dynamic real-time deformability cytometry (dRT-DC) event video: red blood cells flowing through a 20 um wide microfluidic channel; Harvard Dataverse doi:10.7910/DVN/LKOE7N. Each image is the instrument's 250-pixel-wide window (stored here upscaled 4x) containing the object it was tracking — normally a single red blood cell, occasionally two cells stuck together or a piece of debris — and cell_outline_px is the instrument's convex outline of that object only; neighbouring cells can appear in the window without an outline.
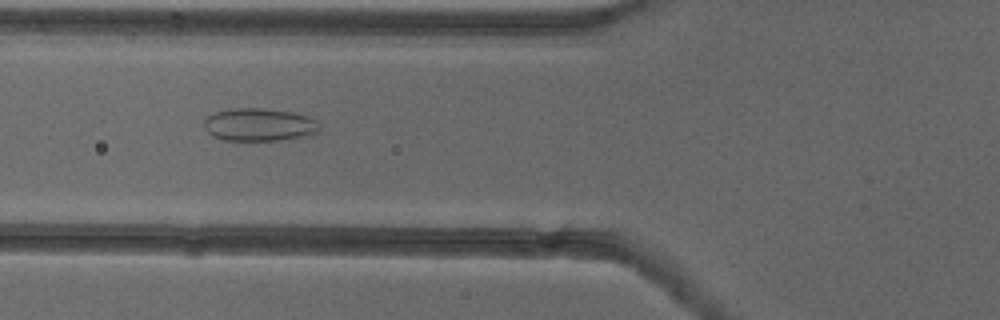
{"species": "common noctule bat (a hibernating species)", "species_latin": "Nyctalus noctula", "temperature_condition": "cold", "stored_images_in_passage": 52, "camera_frame_rate_fps": 3000, "um_per_image_px": 0.085, "animal": {"sex": "female"}, "frame": {"image": 1, "passage_image": 20, "time_ms": 6.333, "image_size_px": [1000, 320], "cell_outline_px": [[320, 132], [312, 136], [280, 140], [224, 140], [212, 136], [204, 128], [204, 120], [208, 116], [216, 112], [232, 108], [264, 108], [292, 112], [308, 116], [316, 120], [320, 124]], "centroid_in_image_um": [22.09, 10.6], "position_along_channel_um": 103.7, "area_um2": 22.43}}
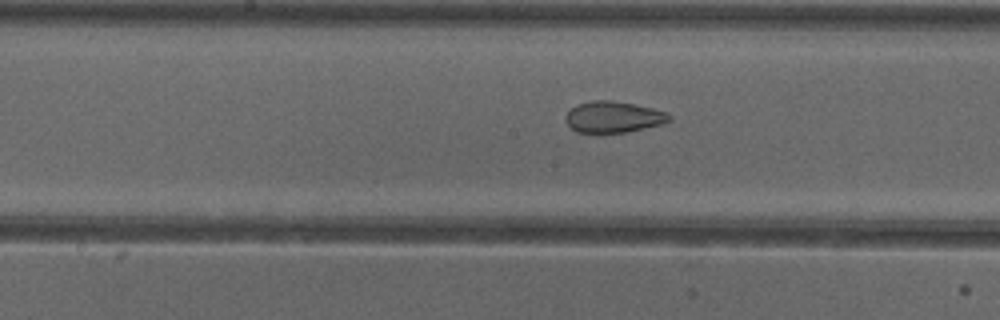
{"frame": {"image": 2, "passage_image": 27, "time_ms": 8.667, "image_size_px": [1000, 320], "cell_outline_px": [[672, 120], [660, 124], [628, 132], [576, 132], [564, 120], [564, 116], [576, 104], [592, 100], [612, 100], [652, 108], [668, 112], [672, 116]], "centroid_in_image_um": [52.13, 9.93], "position_along_channel_um": 196.1, "area_um2": 18.84}}
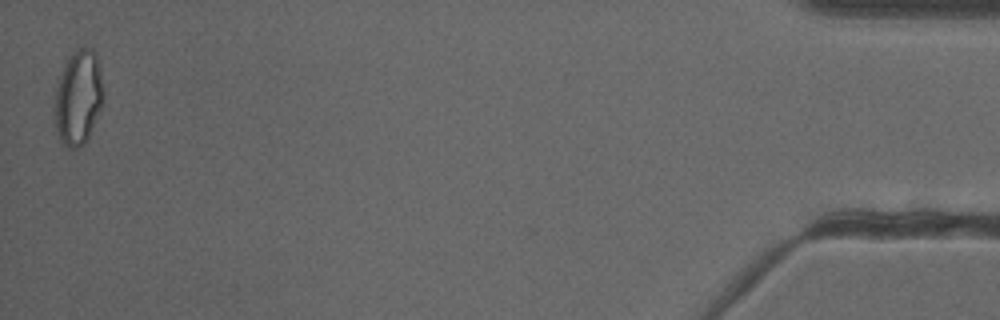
{"frame": {"image": 3, "passage_image": 52, "time_ms": 17.0, "image_size_px": [1000, 320], "cell_outline_px": [[104, 104], [88, 140], [80, 148], [68, 148], [60, 144], [52, 124], [52, 120], [56, 88], [60, 76], [68, 56], [80, 48], [92, 48], [96, 52], [100, 64], [104, 92]], "centroid_in_image_um": [6.65, 8.37], "position_along_channel_um": 428.5, "area_um2": 28.21}, "authors_computed_cell_mechanics": {"area_um2": 24.0159, "velocity_mm_per_s": 3.9072, "shape_relaxation_time_tau1_ms": null, "shape_relaxation_time_tau2_ms": 1.4267, "deformation_change_tau1": null, "deformation_change_tau2": 0.0819}}